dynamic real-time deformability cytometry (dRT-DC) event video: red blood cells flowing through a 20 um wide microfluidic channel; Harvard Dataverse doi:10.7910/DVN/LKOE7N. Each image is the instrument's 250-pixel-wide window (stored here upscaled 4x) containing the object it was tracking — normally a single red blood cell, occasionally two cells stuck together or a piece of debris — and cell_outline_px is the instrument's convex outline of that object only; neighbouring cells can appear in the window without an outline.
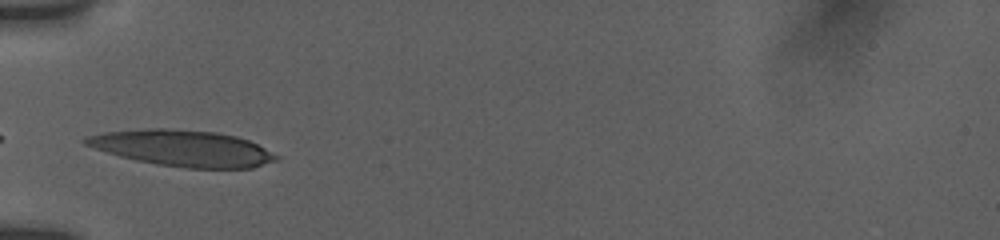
{"species": "human", "species_latin": "Homo sapiens", "temperature_condition": "room temperature", "stored_images_in_passage": 26, "camera_frame_rate_fps": 3000, "um_per_image_px": 0.085, "donor": {"sex": "female"}, "frame": {"image": 1, "passage_image": 1, "time_ms": 0.0, "image_size_px": [1000, 240], "cell_outline_px": [[280, 160], [252, 168], [188, 168], [156, 164], [136, 160], [120, 156], [84, 144], [80, 140], [84, 136], [104, 132], [148, 128], [164, 128], [216, 132], [236, 136], [248, 140], [280, 156]], "centroid_in_image_um": [15.53, 12.59], "position_along_channel_um": 69.5, "area_um2": 40.17}}
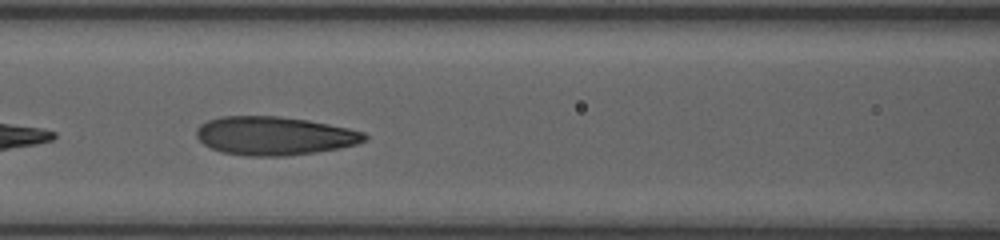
{"frame": {"image": 2, "passage_image": 6, "time_ms": 2.0, "image_size_px": [1000, 240], "cell_outline_px": [[368, 140], [356, 144], [340, 148], [316, 152], [284, 156], [248, 156], [220, 152], [204, 144], [196, 136], [196, 128], [200, 124], [208, 120], [220, 116], [280, 116], [308, 120], [348, 128], [364, 132], [368, 136]], "centroid_in_image_um": [23.31, 11.54], "position_along_channel_um": 143.3, "area_um2": 37.92}}
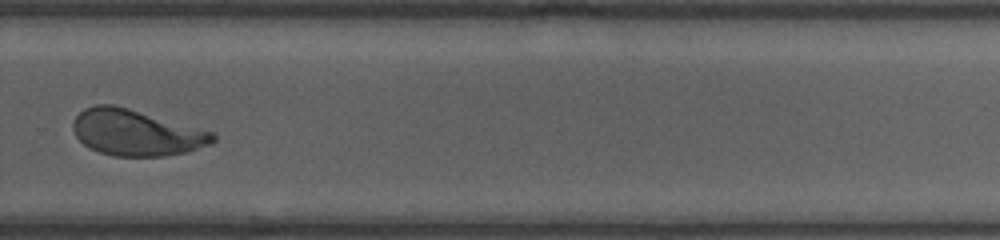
{"frame": {"image": 3, "passage_image": 18, "time_ms": 6.667, "image_size_px": [1000, 240], "cell_outline_px": [[216, 140], [212, 144], [184, 152], [164, 156], [112, 156], [88, 148], [76, 136], [72, 128], [72, 124], [76, 116], [84, 108], [96, 104], [112, 104], [128, 108], [212, 132], [216, 136]], "centroid_in_image_um": [11.54, 11.28], "position_along_channel_um": 318.3, "area_um2": 37.28}, "authors_computed_cell_mechanics": {"area_um2": 37.4544, "velocity_mm_per_s": 3.7694, "shape_relaxation_time_tau1_ms": 4.2167, "shape_relaxation_time_tau2_ms": 1.1721, "deformation_change_tau1": 0.1957, "deformation_change_tau2": 0.0697}}